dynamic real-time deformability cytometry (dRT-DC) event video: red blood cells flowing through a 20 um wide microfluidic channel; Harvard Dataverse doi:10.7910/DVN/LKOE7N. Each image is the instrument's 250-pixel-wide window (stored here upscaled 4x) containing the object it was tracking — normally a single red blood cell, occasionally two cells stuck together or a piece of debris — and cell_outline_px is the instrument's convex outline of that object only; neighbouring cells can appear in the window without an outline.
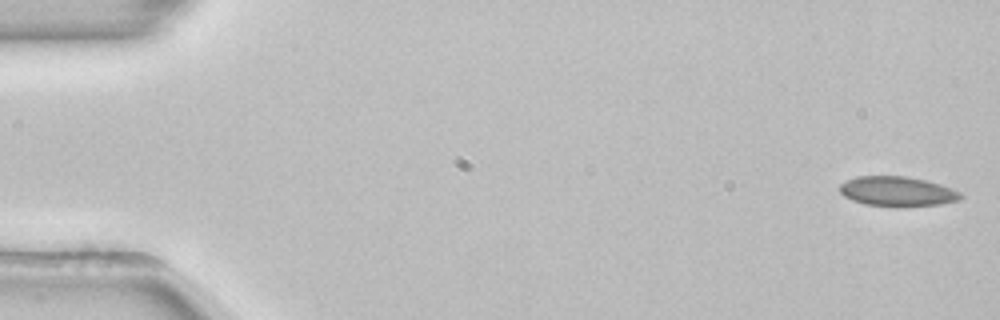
{"species": "common noctule bat (a hibernating species)", "species_latin": "Nyctalus noctula", "temperature_condition": "room temperature", "stored_images_in_passage": 10, "camera_frame_rate_fps": 3000, "um_per_image_px": 0.085, "animal": {"sex": "female", "body_mass_g": 22.7, "forearm_length_mm": 54.2}, "frame": {"image": 1, "passage_image": 1, "time_ms": 0.0, "image_size_px": [1000, 320], "cell_outline_px": [[964, 196], [960, 200], [940, 204], [900, 208], [864, 204], [852, 200], [844, 196], [840, 192], [840, 184], [856, 176], [904, 176], [924, 180], [940, 184], [952, 188], [960, 192]], "centroid_in_image_um": [76.29, 16.29], "position_along_channel_um": 8.7, "area_um2": 21.27}}